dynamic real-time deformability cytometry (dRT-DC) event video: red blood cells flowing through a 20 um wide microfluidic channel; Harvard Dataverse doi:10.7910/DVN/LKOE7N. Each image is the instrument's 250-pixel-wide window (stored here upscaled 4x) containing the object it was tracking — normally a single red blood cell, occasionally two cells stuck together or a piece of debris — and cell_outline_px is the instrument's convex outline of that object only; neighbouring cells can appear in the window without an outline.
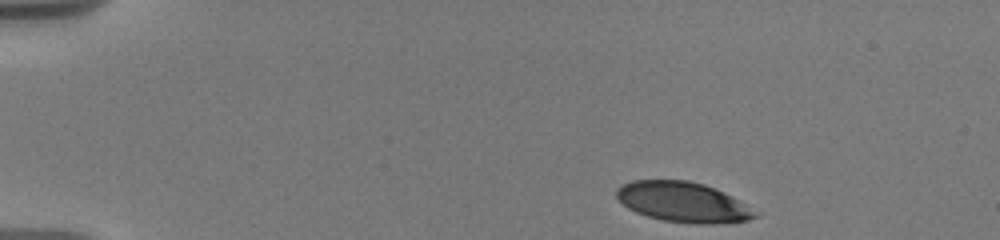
{"species": "human", "species_latin": "Homo sapiens", "temperature_condition": "warm", "stored_images_in_passage": 48, "camera_frame_rate_fps": 3000, "um_per_image_px": 0.085, "donor": {"sex": "male"}, "frame": {"image": 1, "passage_image": 1, "time_ms": 0.0, "image_size_px": [1000, 240], "cell_outline_px": [[760, 216], [748, 220], [712, 224], [692, 224], [664, 220], [648, 216], [636, 212], [628, 208], [616, 200], [616, 188], [632, 180], [688, 180], [704, 184], [724, 192], [740, 200], [760, 212]], "centroid_in_image_um": [58.09, 17.18], "position_along_channel_um": 26.9, "area_um2": 32.77}}
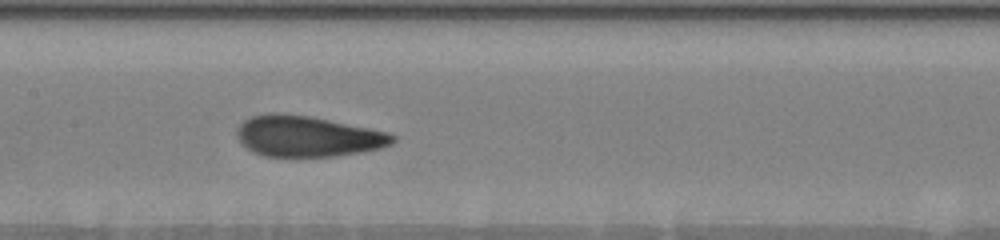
{"frame": {"image": 2, "passage_image": 21, "time_ms": 6.667, "image_size_px": [1000, 240], "cell_outline_px": [[396, 140], [392, 144], [380, 148], [332, 156], [264, 156], [252, 152], [240, 140], [236, 132], [236, 128], [244, 120], [252, 116], [268, 112], [280, 112], [308, 116], [392, 132], [396, 136]], "centroid_in_image_um": [26.15, 11.56], "position_along_channel_um": 181.3, "area_um2": 36.99}}
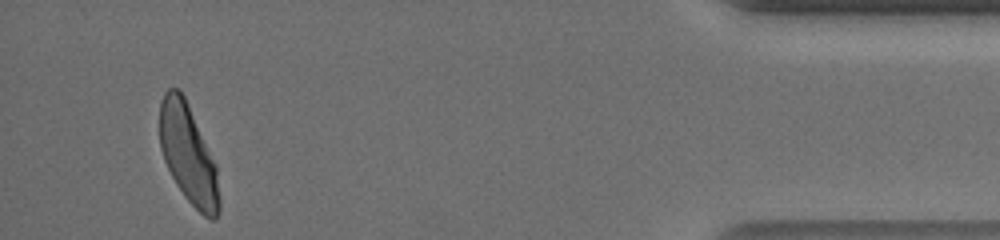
{"frame": {"image": 3, "passage_image": 47, "time_ms": 14.667, "image_size_px": [1000, 240], "cell_outline_px": [[220, 208], [216, 220], [212, 220], [204, 216], [184, 196], [176, 184], [164, 160], [160, 148], [160, 100], [164, 92], [168, 88], [176, 88], [184, 96], [216, 164], [220, 200]], "centroid_in_image_um": [16.0, 13.13], "position_along_channel_um": 419.2, "area_um2": 34.16}, "authors_computed_cell_mechanics": {"area_um2": 36.7319, "velocity_mm_per_s": 3.6953, "shape_relaxation_time_tau1_ms": 3.7935, "shape_relaxation_time_tau2_ms": 0.9469, "deformation_change_tau1": 0.1666, "deformation_change_tau2": 0.0653}}